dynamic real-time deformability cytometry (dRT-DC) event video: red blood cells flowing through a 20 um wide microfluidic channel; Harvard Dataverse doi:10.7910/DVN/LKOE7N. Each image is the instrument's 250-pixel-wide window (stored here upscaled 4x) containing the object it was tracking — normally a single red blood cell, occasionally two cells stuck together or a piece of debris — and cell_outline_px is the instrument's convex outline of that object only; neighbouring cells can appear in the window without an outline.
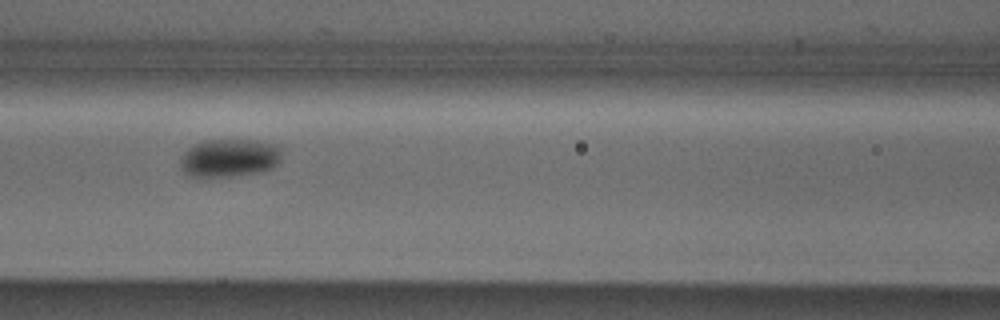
{"species": "Egyptian fruit bat (a non-hibernating species)", "species_latin": "Rousettus aegyptiacus", "temperature_condition": "cold", "stored_images_in_passage": 5, "camera_frame_rate_fps": 3000, "um_per_image_px": 0.085, "animal": {"sex": "male"}, "frame": {"image": 1, "passage_image": 3, "time_ms": 2.333, "image_size_px": [1000, 320], "cell_outline_px": [[280, 160], [272, 168], [260, 172], [232, 176], [188, 176], [180, 168], [180, 160], [184, 152], [188, 148], [204, 140], [256, 140], [276, 144], [280, 148]], "centroid_in_image_um": [19.49, 13.42], "position_along_channel_um": 147.1, "area_um2": 22.48}}
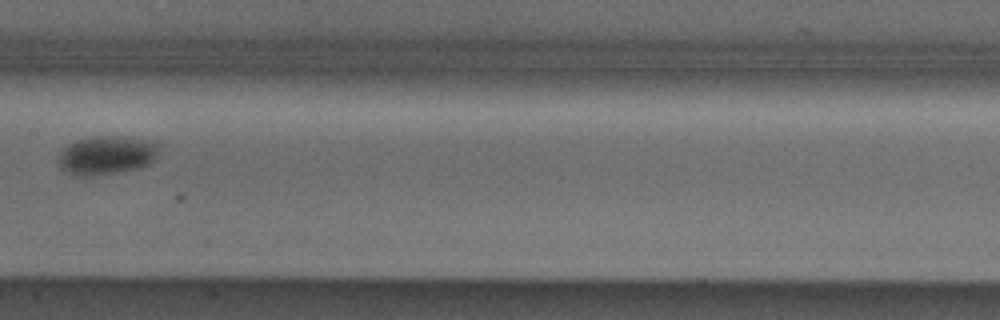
{"frame": {"image": 2, "passage_image": 4, "time_ms": 3.667, "image_size_px": [1000, 320], "cell_outline_px": [[156, 156], [148, 164], [140, 168], [92, 176], [76, 176], [60, 168], [60, 152], [68, 144], [76, 140], [88, 136], [120, 136], [156, 140]], "centroid_in_image_um": [9.05, 13.17], "position_along_channel_um": 198.4, "area_um2": 22.66}}
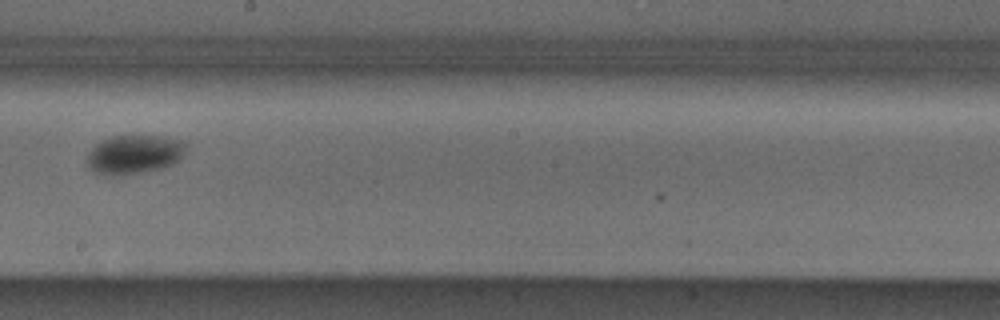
{"frame": {"image": 3, "passage_image": 5, "time_ms": 4.667, "image_size_px": [1000, 320], "cell_outline_px": [[188, 144], [184, 152], [172, 164], [164, 168], [144, 172], [112, 176], [104, 176], [88, 168], [84, 164], [88, 152], [100, 140], [112, 136], [164, 136], [184, 140]], "centroid_in_image_um": [11.36, 13.13], "position_along_channel_um": 236.8, "area_um2": 22.89}}